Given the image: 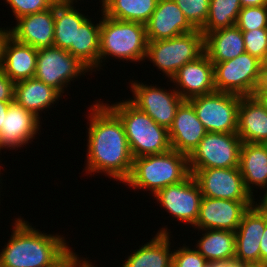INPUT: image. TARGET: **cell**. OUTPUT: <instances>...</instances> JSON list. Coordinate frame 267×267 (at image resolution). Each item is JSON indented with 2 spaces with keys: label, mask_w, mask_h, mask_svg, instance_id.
<instances>
[{
  "label": "cell",
  "mask_w": 267,
  "mask_h": 267,
  "mask_svg": "<svg viewBox=\"0 0 267 267\" xmlns=\"http://www.w3.org/2000/svg\"><path fill=\"white\" fill-rule=\"evenodd\" d=\"M91 105L85 169L104 172L124 183L131 174L133 156L120 118L106 103Z\"/></svg>",
  "instance_id": "1"
},
{
  "label": "cell",
  "mask_w": 267,
  "mask_h": 267,
  "mask_svg": "<svg viewBox=\"0 0 267 267\" xmlns=\"http://www.w3.org/2000/svg\"><path fill=\"white\" fill-rule=\"evenodd\" d=\"M14 225L0 252V267H59L74 253L60 235L39 232L23 218Z\"/></svg>",
  "instance_id": "2"
},
{
  "label": "cell",
  "mask_w": 267,
  "mask_h": 267,
  "mask_svg": "<svg viewBox=\"0 0 267 267\" xmlns=\"http://www.w3.org/2000/svg\"><path fill=\"white\" fill-rule=\"evenodd\" d=\"M188 155L170 149L162 154L134 158L130 177L124 182L133 189L159 190L185 180L190 175Z\"/></svg>",
  "instance_id": "3"
},
{
  "label": "cell",
  "mask_w": 267,
  "mask_h": 267,
  "mask_svg": "<svg viewBox=\"0 0 267 267\" xmlns=\"http://www.w3.org/2000/svg\"><path fill=\"white\" fill-rule=\"evenodd\" d=\"M122 101L106 105L120 118L133 158L169 151L168 129L157 124L128 100Z\"/></svg>",
  "instance_id": "4"
},
{
  "label": "cell",
  "mask_w": 267,
  "mask_h": 267,
  "mask_svg": "<svg viewBox=\"0 0 267 267\" xmlns=\"http://www.w3.org/2000/svg\"><path fill=\"white\" fill-rule=\"evenodd\" d=\"M102 16L98 67L109 55L123 61L145 60L148 44L145 25Z\"/></svg>",
  "instance_id": "5"
},
{
  "label": "cell",
  "mask_w": 267,
  "mask_h": 267,
  "mask_svg": "<svg viewBox=\"0 0 267 267\" xmlns=\"http://www.w3.org/2000/svg\"><path fill=\"white\" fill-rule=\"evenodd\" d=\"M204 53V34L196 29L170 39L148 41L146 58L171 78L186 63Z\"/></svg>",
  "instance_id": "6"
},
{
  "label": "cell",
  "mask_w": 267,
  "mask_h": 267,
  "mask_svg": "<svg viewBox=\"0 0 267 267\" xmlns=\"http://www.w3.org/2000/svg\"><path fill=\"white\" fill-rule=\"evenodd\" d=\"M188 101L207 132L237 133L240 95L215 91Z\"/></svg>",
  "instance_id": "7"
},
{
  "label": "cell",
  "mask_w": 267,
  "mask_h": 267,
  "mask_svg": "<svg viewBox=\"0 0 267 267\" xmlns=\"http://www.w3.org/2000/svg\"><path fill=\"white\" fill-rule=\"evenodd\" d=\"M242 143L237 133L207 132L188 156L189 169L239 167Z\"/></svg>",
  "instance_id": "8"
},
{
  "label": "cell",
  "mask_w": 267,
  "mask_h": 267,
  "mask_svg": "<svg viewBox=\"0 0 267 267\" xmlns=\"http://www.w3.org/2000/svg\"><path fill=\"white\" fill-rule=\"evenodd\" d=\"M88 71L90 69L67 50L55 46L38 49L34 78L53 87L60 94L64 93L70 80L78 79L77 76Z\"/></svg>",
  "instance_id": "9"
},
{
  "label": "cell",
  "mask_w": 267,
  "mask_h": 267,
  "mask_svg": "<svg viewBox=\"0 0 267 267\" xmlns=\"http://www.w3.org/2000/svg\"><path fill=\"white\" fill-rule=\"evenodd\" d=\"M261 63V60L246 52L234 59L213 63L215 90L252 96L259 78Z\"/></svg>",
  "instance_id": "10"
},
{
  "label": "cell",
  "mask_w": 267,
  "mask_h": 267,
  "mask_svg": "<svg viewBox=\"0 0 267 267\" xmlns=\"http://www.w3.org/2000/svg\"><path fill=\"white\" fill-rule=\"evenodd\" d=\"M202 196L226 200H255L246 189L239 167L190 169Z\"/></svg>",
  "instance_id": "11"
},
{
  "label": "cell",
  "mask_w": 267,
  "mask_h": 267,
  "mask_svg": "<svg viewBox=\"0 0 267 267\" xmlns=\"http://www.w3.org/2000/svg\"><path fill=\"white\" fill-rule=\"evenodd\" d=\"M134 100L128 101L138 110L149 115L157 124L166 127L172 125L180 104L184 101L176 88L172 91L163 90L160 87L148 86L143 83L131 82Z\"/></svg>",
  "instance_id": "12"
},
{
  "label": "cell",
  "mask_w": 267,
  "mask_h": 267,
  "mask_svg": "<svg viewBox=\"0 0 267 267\" xmlns=\"http://www.w3.org/2000/svg\"><path fill=\"white\" fill-rule=\"evenodd\" d=\"M153 196L167 212L171 213L173 218L194 227L203 196L192 174L180 183L159 190Z\"/></svg>",
  "instance_id": "13"
},
{
  "label": "cell",
  "mask_w": 267,
  "mask_h": 267,
  "mask_svg": "<svg viewBox=\"0 0 267 267\" xmlns=\"http://www.w3.org/2000/svg\"><path fill=\"white\" fill-rule=\"evenodd\" d=\"M255 204L253 200H226L204 197L195 228L199 230H228L235 232L244 213Z\"/></svg>",
  "instance_id": "14"
},
{
  "label": "cell",
  "mask_w": 267,
  "mask_h": 267,
  "mask_svg": "<svg viewBox=\"0 0 267 267\" xmlns=\"http://www.w3.org/2000/svg\"><path fill=\"white\" fill-rule=\"evenodd\" d=\"M171 81L178 85L176 91L184 100L216 91L213 63L205 52L196 60L184 64Z\"/></svg>",
  "instance_id": "15"
},
{
  "label": "cell",
  "mask_w": 267,
  "mask_h": 267,
  "mask_svg": "<svg viewBox=\"0 0 267 267\" xmlns=\"http://www.w3.org/2000/svg\"><path fill=\"white\" fill-rule=\"evenodd\" d=\"M145 27L148 41L170 39L196 30L174 0H158Z\"/></svg>",
  "instance_id": "16"
},
{
  "label": "cell",
  "mask_w": 267,
  "mask_h": 267,
  "mask_svg": "<svg viewBox=\"0 0 267 267\" xmlns=\"http://www.w3.org/2000/svg\"><path fill=\"white\" fill-rule=\"evenodd\" d=\"M207 133L192 104L184 100L168 129L171 149L190 155Z\"/></svg>",
  "instance_id": "17"
},
{
  "label": "cell",
  "mask_w": 267,
  "mask_h": 267,
  "mask_svg": "<svg viewBox=\"0 0 267 267\" xmlns=\"http://www.w3.org/2000/svg\"><path fill=\"white\" fill-rule=\"evenodd\" d=\"M39 124L40 120L37 116L12 101L0 131V150L26 146L38 133L41 126Z\"/></svg>",
  "instance_id": "18"
},
{
  "label": "cell",
  "mask_w": 267,
  "mask_h": 267,
  "mask_svg": "<svg viewBox=\"0 0 267 267\" xmlns=\"http://www.w3.org/2000/svg\"><path fill=\"white\" fill-rule=\"evenodd\" d=\"M16 41L36 49L52 47L54 41V5L44 11L17 19V24L8 30Z\"/></svg>",
  "instance_id": "19"
},
{
  "label": "cell",
  "mask_w": 267,
  "mask_h": 267,
  "mask_svg": "<svg viewBox=\"0 0 267 267\" xmlns=\"http://www.w3.org/2000/svg\"><path fill=\"white\" fill-rule=\"evenodd\" d=\"M38 49L16 41L9 34L1 49L0 68L14 83L34 78Z\"/></svg>",
  "instance_id": "20"
},
{
  "label": "cell",
  "mask_w": 267,
  "mask_h": 267,
  "mask_svg": "<svg viewBox=\"0 0 267 267\" xmlns=\"http://www.w3.org/2000/svg\"><path fill=\"white\" fill-rule=\"evenodd\" d=\"M237 135L243 143H264L267 140V110L253 96H241Z\"/></svg>",
  "instance_id": "21"
},
{
  "label": "cell",
  "mask_w": 267,
  "mask_h": 267,
  "mask_svg": "<svg viewBox=\"0 0 267 267\" xmlns=\"http://www.w3.org/2000/svg\"><path fill=\"white\" fill-rule=\"evenodd\" d=\"M204 52L212 63L238 57L245 53L242 31L235 25L208 33L204 37Z\"/></svg>",
  "instance_id": "22"
},
{
  "label": "cell",
  "mask_w": 267,
  "mask_h": 267,
  "mask_svg": "<svg viewBox=\"0 0 267 267\" xmlns=\"http://www.w3.org/2000/svg\"><path fill=\"white\" fill-rule=\"evenodd\" d=\"M239 169L244 185L251 195H253V185L263 189L267 188V148L265 145L263 143H242Z\"/></svg>",
  "instance_id": "23"
},
{
  "label": "cell",
  "mask_w": 267,
  "mask_h": 267,
  "mask_svg": "<svg viewBox=\"0 0 267 267\" xmlns=\"http://www.w3.org/2000/svg\"><path fill=\"white\" fill-rule=\"evenodd\" d=\"M59 97L62 95L56 89L35 78L19 81L14 85V101L39 119V112L50 108Z\"/></svg>",
  "instance_id": "24"
},
{
  "label": "cell",
  "mask_w": 267,
  "mask_h": 267,
  "mask_svg": "<svg viewBox=\"0 0 267 267\" xmlns=\"http://www.w3.org/2000/svg\"><path fill=\"white\" fill-rule=\"evenodd\" d=\"M159 231L150 242L130 254L122 267H172L169 232L167 228Z\"/></svg>",
  "instance_id": "25"
},
{
  "label": "cell",
  "mask_w": 267,
  "mask_h": 267,
  "mask_svg": "<svg viewBox=\"0 0 267 267\" xmlns=\"http://www.w3.org/2000/svg\"><path fill=\"white\" fill-rule=\"evenodd\" d=\"M196 250L210 263L234 261L235 232L228 230H204Z\"/></svg>",
  "instance_id": "26"
},
{
  "label": "cell",
  "mask_w": 267,
  "mask_h": 267,
  "mask_svg": "<svg viewBox=\"0 0 267 267\" xmlns=\"http://www.w3.org/2000/svg\"><path fill=\"white\" fill-rule=\"evenodd\" d=\"M87 19L72 5L59 2L54 4V41L53 46L68 50L76 46L77 28Z\"/></svg>",
  "instance_id": "27"
},
{
  "label": "cell",
  "mask_w": 267,
  "mask_h": 267,
  "mask_svg": "<svg viewBox=\"0 0 267 267\" xmlns=\"http://www.w3.org/2000/svg\"><path fill=\"white\" fill-rule=\"evenodd\" d=\"M99 48L100 21L94 25L90 18H87L77 28L76 46H71L67 51L92 71L98 68Z\"/></svg>",
  "instance_id": "28"
},
{
  "label": "cell",
  "mask_w": 267,
  "mask_h": 267,
  "mask_svg": "<svg viewBox=\"0 0 267 267\" xmlns=\"http://www.w3.org/2000/svg\"><path fill=\"white\" fill-rule=\"evenodd\" d=\"M158 0H107L103 15L124 21L146 24L156 9Z\"/></svg>",
  "instance_id": "29"
},
{
  "label": "cell",
  "mask_w": 267,
  "mask_h": 267,
  "mask_svg": "<svg viewBox=\"0 0 267 267\" xmlns=\"http://www.w3.org/2000/svg\"><path fill=\"white\" fill-rule=\"evenodd\" d=\"M241 9L240 0H210L208 17L200 31L205 37L215 30L235 26Z\"/></svg>",
  "instance_id": "30"
},
{
  "label": "cell",
  "mask_w": 267,
  "mask_h": 267,
  "mask_svg": "<svg viewBox=\"0 0 267 267\" xmlns=\"http://www.w3.org/2000/svg\"><path fill=\"white\" fill-rule=\"evenodd\" d=\"M266 225L267 206L256 202L244 213L235 231V240L260 241Z\"/></svg>",
  "instance_id": "31"
},
{
  "label": "cell",
  "mask_w": 267,
  "mask_h": 267,
  "mask_svg": "<svg viewBox=\"0 0 267 267\" xmlns=\"http://www.w3.org/2000/svg\"><path fill=\"white\" fill-rule=\"evenodd\" d=\"M190 24L201 30L207 20L210 0H174Z\"/></svg>",
  "instance_id": "32"
},
{
  "label": "cell",
  "mask_w": 267,
  "mask_h": 267,
  "mask_svg": "<svg viewBox=\"0 0 267 267\" xmlns=\"http://www.w3.org/2000/svg\"><path fill=\"white\" fill-rule=\"evenodd\" d=\"M235 25L241 31L267 28V5L242 8Z\"/></svg>",
  "instance_id": "33"
},
{
  "label": "cell",
  "mask_w": 267,
  "mask_h": 267,
  "mask_svg": "<svg viewBox=\"0 0 267 267\" xmlns=\"http://www.w3.org/2000/svg\"><path fill=\"white\" fill-rule=\"evenodd\" d=\"M242 33L245 52L263 62L267 56V28L242 31Z\"/></svg>",
  "instance_id": "34"
},
{
  "label": "cell",
  "mask_w": 267,
  "mask_h": 267,
  "mask_svg": "<svg viewBox=\"0 0 267 267\" xmlns=\"http://www.w3.org/2000/svg\"><path fill=\"white\" fill-rule=\"evenodd\" d=\"M16 20L51 8L57 0H6Z\"/></svg>",
  "instance_id": "35"
},
{
  "label": "cell",
  "mask_w": 267,
  "mask_h": 267,
  "mask_svg": "<svg viewBox=\"0 0 267 267\" xmlns=\"http://www.w3.org/2000/svg\"><path fill=\"white\" fill-rule=\"evenodd\" d=\"M208 261L195 249L182 246L173 251L172 267H204Z\"/></svg>",
  "instance_id": "36"
},
{
  "label": "cell",
  "mask_w": 267,
  "mask_h": 267,
  "mask_svg": "<svg viewBox=\"0 0 267 267\" xmlns=\"http://www.w3.org/2000/svg\"><path fill=\"white\" fill-rule=\"evenodd\" d=\"M239 263L260 261V241L235 240V258Z\"/></svg>",
  "instance_id": "37"
},
{
  "label": "cell",
  "mask_w": 267,
  "mask_h": 267,
  "mask_svg": "<svg viewBox=\"0 0 267 267\" xmlns=\"http://www.w3.org/2000/svg\"><path fill=\"white\" fill-rule=\"evenodd\" d=\"M14 85L0 68V101L1 102H12L14 101Z\"/></svg>",
  "instance_id": "38"
},
{
  "label": "cell",
  "mask_w": 267,
  "mask_h": 267,
  "mask_svg": "<svg viewBox=\"0 0 267 267\" xmlns=\"http://www.w3.org/2000/svg\"><path fill=\"white\" fill-rule=\"evenodd\" d=\"M91 266L92 262H89L86 259L79 260L77 254L73 253L59 267H91Z\"/></svg>",
  "instance_id": "39"
},
{
  "label": "cell",
  "mask_w": 267,
  "mask_h": 267,
  "mask_svg": "<svg viewBox=\"0 0 267 267\" xmlns=\"http://www.w3.org/2000/svg\"><path fill=\"white\" fill-rule=\"evenodd\" d=\"M254 91H267V65L264 62L261 63L259 78Z\"/></svg>",
  "instance_id": "40"
},
{
  "label": "cell",
  "mask_w": 267,
  "mask_h": 267,
  "mask_svg": "<svg viewBox=\"0 0 267 267\" xmlns=\"http://www.w3.org/2000/svg\"><path fill=\"white\" fill-rule=\"evenodd\" d=\"M260 261L267 262V225L260 240Z\"/></svg>",
  "instance_id": "41"
},
{
  "label": "cell",
  "mask_w": 267,
  "mask_h": 267,
  "mask_svg": "<svg viewBox=\"0 0 267 267\" xmlns=\"http://www.w3.org/2000/svg\"><path fill=\"white\" fill-rule=\"evenodd\" d=\"M241 7H256V6H262L267 5V0H240Z\"/></svg>",
  "instance_id": "42"
},
{
  "label": "cell",
  "mask_w": 267,
  "mask_h": 267,
  "mask_svg": "<svg viewBox=\"0 0 267 267\" xmlns=\"http://www.w3.org/2000/svg\"><path fill=\"white\" fill-rule=\"evenodd\" d=\"M267 110V91H254L252 94Z\"/></svg>",
  "instance_id": "43"
},
{
  "label": "cell",
  "mask_w": 267,
  "mask_h": 267,
  "mask_svg": "<svg viewBox=\"0 0 267 267\" xmlns=\"http://www.w3.org/2000/svg\"><path fill=\"white\" fill-rule=\"evenodd\" d=\"M11 102H1L0 101V131L3 127L4 118L6 117L8 107Z\"/></svg>",
  "instance_id": "44"
},
{
  "label": "cell",
  "mask_w": 267,
  "mask_h": 267,
  "mask_svg": "<svg viewBox=\"0 0 267 267\" xmlns=\"http://www.w3.org/2000/svg\"><path fill=\"white\" fill-rule=\"evenodd\" d=\"M240 267H267V262H247L240 264Z\"/></svg>",
  "instance_id": "45"
},
{
  "label": "cell",
  "mask_w": 267,
  "mask_h": 267,
  "mask_svg": "<svg viewBox=\"0 0 267 267\" xmlns=\"http://www.w3.org/2000/svg\"><path fill=\"white\" fill-rule=\"evenodd\" d=\"M215 267H240V264L234 260L230 262L215 263Z\"/></svg>",
  "instance_id": "46"
},
{
  "label": "cell",
  "mask_w": 267,
  "mask_h": 267,
  "mask_svg": "<svg viewBox=\"0 0 267 267\" xmlns=\"http://www.w3.org/2000/svg\"><path fill=\"white\" fill-rule=\"evenodd\" d=\"M3 28H0V64H1V49H2V43H3V40L5 39V37L8 35V30L6 29H3Z\"/></svg>",
  "instance_id": "47"
},
{
  "label": "cell",
  "mask_w": 267,
  "mask_h": 267,
  "mask_svg": "<svg viewBox=\"0 0 267 267\" xmlns=\"http://www.w3.org/2000/svg\"><path fill=\"white\" fill-rule=\"evenodd\" d=\"M74 1L77 2V0H57V2L62 3V4H65V5H73L74 4L73 3ZM101 1H102L101 2L102 3V8H104L107 0H101Z\"/></svg>",
  "instance_id": "48"
},
{
  "label": "cell",
  "mask_w": 267,
  "mask_h": 267,
  "mask_svg": "<svg viewBox=\"0 0 267 267\" xmlns=\"http://www.w3.org/2000/svg\"><path fill=\"white\" fill-rule=\"evenodd\" d=\"M260 203L263 204V205H265V206H267V192L264 193V196L262 197Z\"/></svg>",
  "instance_id": "49"
},
{
  "label": "cell",
  "mask_w": 267,
  "mask_h": 267,
  "mask_svg": "<svg viewBox=\"0 0 267 267\" xmlns=\"http://www.w3.org/2000/svg\"><path fill=\"white\" fill-rule=\"evenodd\" d=\"M204 267H215V263L208 262Z\"/></svg>",
  "instance_id": "50"
},
{
  "label": "cell",
  "mask_w": 267,
  "mask_h": 267,
  "mask_svg": "<svg viewBox=\"0 0 267 267\" xmlns=\"http://www.w3.org/2000/svg\"><path fill=\"white\" fill-rule=\"evenodd\" d=\"M263 62L267 65V56H266V58H265V60Z\"/></svg>",
  "instance_id": "51"
},
{
  "label": "cell",
  "mask_w": 267,
  "mask_h": 267,
  "mask_svg": "<svg viewBox=\"0 0 267 267\" xmlns=\"http://www.w3.org/2000/svg\"><path fill=\"white\" fill-rule=\"evenodd\" d=\"M265 145V147L267 148V140L263 143Z\"/></svg>",
  "instance_id": "52"
}]
</instances>
